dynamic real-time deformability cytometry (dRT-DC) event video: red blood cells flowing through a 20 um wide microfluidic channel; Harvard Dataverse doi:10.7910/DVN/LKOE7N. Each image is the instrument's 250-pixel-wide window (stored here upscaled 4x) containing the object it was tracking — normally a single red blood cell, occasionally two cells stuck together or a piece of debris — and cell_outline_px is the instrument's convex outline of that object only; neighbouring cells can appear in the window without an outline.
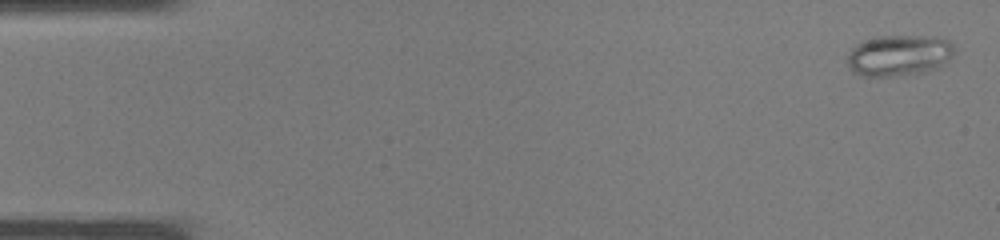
{"species": "common noctule bat (a hibernating species)", "species_latin": "Nyctalus noctula", "temperature_condition": "warm", "stored_images_in_passage": 37, "camera_frame_rate_fps": 3000, "um_per_image_px": 0.085, "animal": {"sex": "male", "body_mass_g": 19.0, "forearm_length_mm": 50.8}, "frame": {"image": 1, "passage_image": 1, "time_ms": 0.0, "image_size_px": [1000, 240], "cell_outline_px": [[956, 52], [948, 60], [932, 68], [916, 72], [892, 76], [860, 76], [852, 72], [848, 64], [848, 56], [852, 48], [856, 44], [876, 36], [932, 36], [948, 40], [956, 48]], "centroid_in_image_um": [76.39, 4.68], "position_along_channel_um": 8.6, "area_um2": 25.26}}
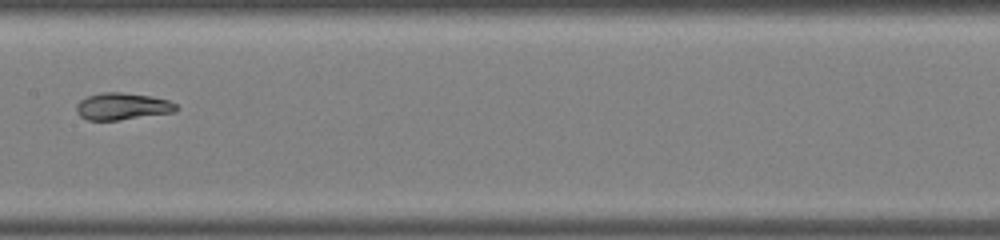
{"frame": {"image": 2, "passage_image": 19, "time_ms": 6.0, "image_size_px": [1000, 240], "cell_outline_px": [[176, 112], [120, 120], [88, 120], [80, 116], [76, 112], [76, 104], [80, 100], [88, 96], [100, 92], [120, 92], [152, 96], [168, 100], [176, 104]], "centroid_in_image_um": [10.38, 9.04], "position_along_channel_um": 197.0, "area_um2": 15.78}}
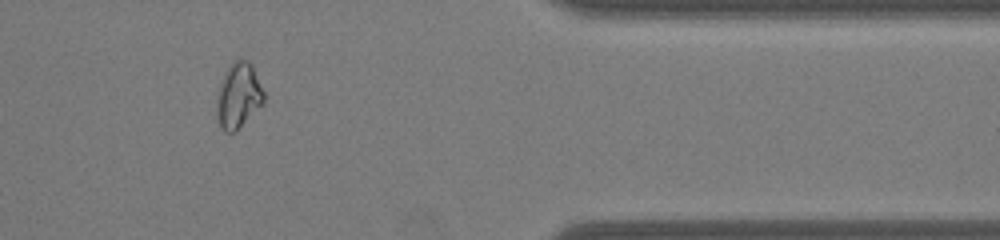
{"frame": {"image": 3, "passage_image": 31, "time_ms": 10.0, "image_size_px": [1000, 240], "cell_outline_px": [[264, 104], [236, 132], [224, 132], [216, 116], [216, 100], [220, 84], [224, 72], [236, 60], [248, 60], [252, 64], [264, 92]], "centroid_in_image_um": [20.28, 8.16], "position_along_channel_um": 391.1, "area_um2": 18.09}}